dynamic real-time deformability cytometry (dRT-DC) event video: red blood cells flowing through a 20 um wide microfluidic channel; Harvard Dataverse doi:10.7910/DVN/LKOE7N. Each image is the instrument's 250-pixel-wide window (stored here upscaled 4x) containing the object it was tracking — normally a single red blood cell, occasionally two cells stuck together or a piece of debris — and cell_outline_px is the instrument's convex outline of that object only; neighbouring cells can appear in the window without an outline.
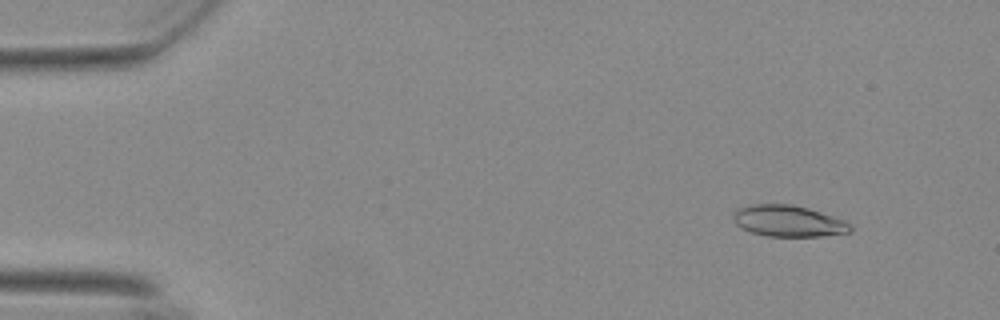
{"species": "Egyptian fruit bat (a non-hibernating species)", "species_latin": "Rousettus aegyptiacus", "temperature_condition": "warm", "stored_images_in_passage": 56, "camera_frame_rate_fps": 3000, "um_per_image_px": 0.085, "animal": {"sex": "female"}, "frame": {"image": 1, "passage_image": 6, "time_ms": 1.667, "image_size_px": [1000, 320], "cell_outline_px": [[852, 232], [824, 236], [768, 236], [752, 232], [740, 228], [732, 220], [732, 212], [736, 208], [752, 204], [792, 204], [808, 208], [844, 220], [852, 224]], "centroid_in_image_um": [66.98, 18.78], "position_along_channel_um": 18.0, "area_um2": 21.62}}
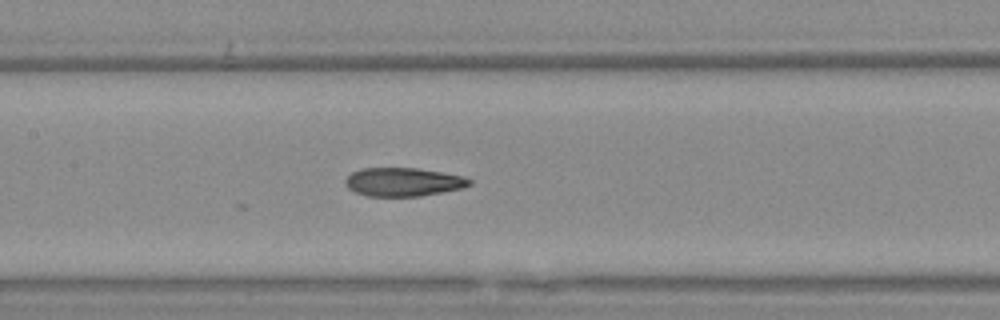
{"frame": {"image": 2, "passage_image": 27, "time_ms": 8.667, "image_size_px": [1000, 320], "cell_outline_px": [[472, 184], [464, 188], [420, 196], [368, 196], [356, 192], [348, 188], [344, 180], [352, 172], [364, 168], [416, 168], [464, 176], [472, 180]], "centroid_in_image_um": [34.3, 15.47], "position_along_channel_um": 173.1, "area_um2": 20.58}}
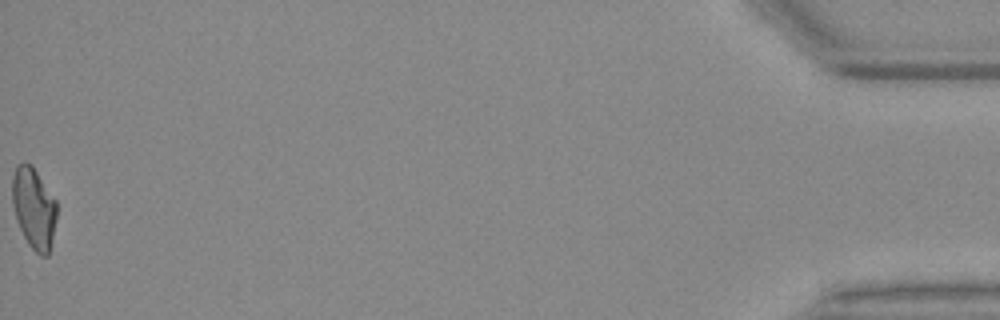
{"frame": {"image": 3, "passage_image": 56, "time_ms": 18.333, "image_size_px": [1000, 320], "cell_outline_px": [[56, 220], [48, 256], [40, 256], [28, 244], [16, 220], [12, 204], [12, 176], [16, 164], [24, 160], [32, 164], [56, 200]], "centroid_in_image_um": [2.85, 17.64], "position_along_channel_um": 432.3, "area_um2": 21.27}}